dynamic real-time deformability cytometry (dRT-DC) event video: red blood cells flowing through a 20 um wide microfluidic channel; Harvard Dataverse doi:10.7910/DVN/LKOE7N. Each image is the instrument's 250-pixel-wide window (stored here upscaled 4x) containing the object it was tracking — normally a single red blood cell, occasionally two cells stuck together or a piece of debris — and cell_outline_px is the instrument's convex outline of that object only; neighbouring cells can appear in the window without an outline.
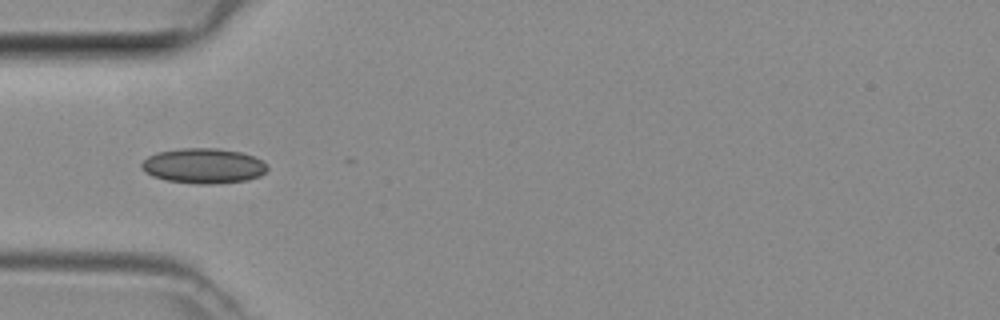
{"species": "common noctule bat (a hibernating species)", "species_latin": "Nyctalus noctula", "temperature_condition": "room temperature", "stored_images_in_passage": 6, "camera_frame_rate_fps": 3000, "um_per_image_px": 0.085, "animal": {"sex": "female", "body_mass_g": 29.2, "forearm_length_mm": 56.3}, "frame": {"image": 1, "passage_image": 5, "time_ms": 1.333, "image_size_px": [1000, 320], "cell_outline_px": [[268, 168], [260, 176], [248, 180], [212, 184], [200, 184], [164, 180], [152, 176], [144, 172], [140, 168], [140, 164], [148, 156], [156, 152], [180, 148], [220, 148], [240, 152], [252, 156], [268, 164]], "centroid_in_image_um": [17.26, 14.09], "position_along_channel_um": 67.7, "area_um2": 25.95}}
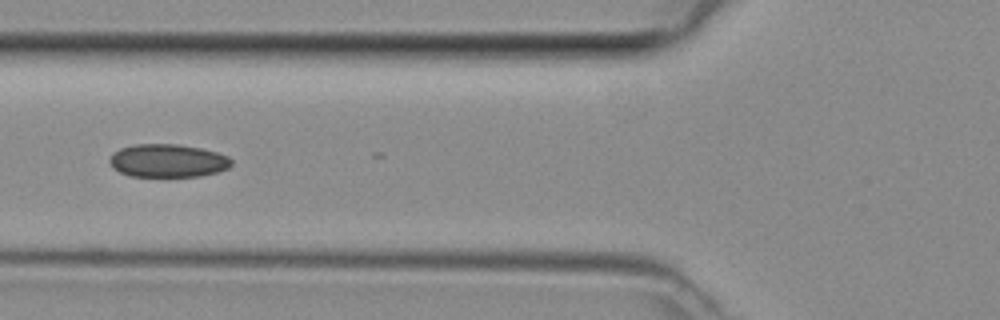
{"frame": {"image": 2, "passage_image": 6, "time_ms": 1.667, "image_size_px": [1000, 320], "cell_outline_px": [[232, 164], [228, 168], [216, 172], [200, 176], [128, 176], [112, 168], [108, 160], [120, 148], [136, 144], [176, 144], [200, 148], [216, 152], [228, 156], [232, 160]], "centroid_in_image_um": [14.26, 13.66], "position_along_channel_um": 111.5, "area_um2": 23.41}}